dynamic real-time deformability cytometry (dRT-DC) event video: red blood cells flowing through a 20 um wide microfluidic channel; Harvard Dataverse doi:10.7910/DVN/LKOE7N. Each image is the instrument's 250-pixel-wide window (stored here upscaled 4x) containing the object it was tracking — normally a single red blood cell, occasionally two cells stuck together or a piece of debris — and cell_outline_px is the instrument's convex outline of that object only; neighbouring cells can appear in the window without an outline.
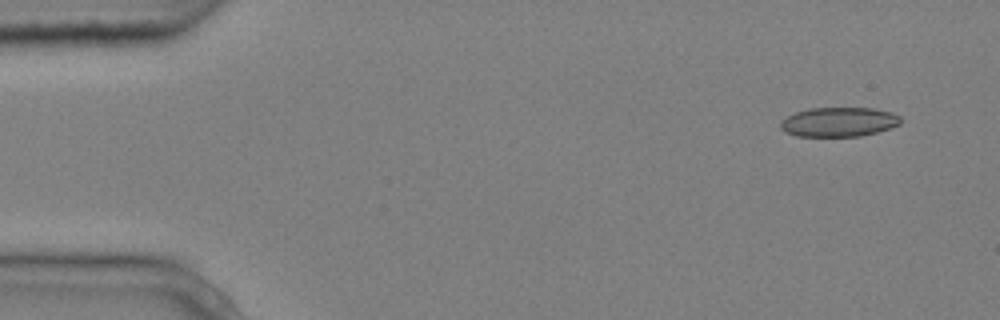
{"species": "common noctule bat (a hibernating species)", "species_latin": "Nyctalus noctula", "temperature_condition": "cold", "stored_images_in_passage": 2, "segment_of_instrument_passage": [2, 2], "camera_frame_rate_fps": 3000, "um_per_image_px": 0.085, "animal": {"sex": "male", "body_mass_g": 20.4}, "frame": {"image": 1, "passage_image": 2, "time_ms": 0.333, "image_size_px": [1000, 320], "cell_outline_px": [[900, 124], [892, 128], [860, 136], [796, 136], [784, 132], [780, 128], [780, 120], [796, 112], [808, 108], [872, 108], [892, 112], [900, 116]], "centroid_in_image_um": [71.28, 10.37], "position_along_channel_um": 13.7, "area_um2": 20.69}}